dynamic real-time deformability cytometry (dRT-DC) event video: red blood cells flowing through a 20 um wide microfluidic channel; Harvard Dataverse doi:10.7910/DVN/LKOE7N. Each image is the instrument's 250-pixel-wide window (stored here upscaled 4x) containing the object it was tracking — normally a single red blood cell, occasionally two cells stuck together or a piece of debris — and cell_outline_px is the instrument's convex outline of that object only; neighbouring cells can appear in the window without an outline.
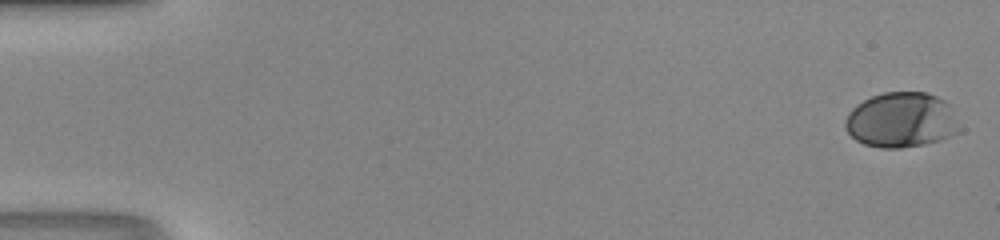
{"species": "human", "species_latin": "Homo sapiens", "temperature_condition": "room temperature", "stored_images_in_passage": 48, "camera_frame_rate_fps": 3000, "um_per_image_px": 0.085, "donor": {"sex": "male"}, "frame": {"image": 1, "passage_image": 1, "time_ms": 0.0, "image_size_px": [1000, 240], "cell_outline_px": [[960, 132], [952, 136], [940, 140], [924, 144], [900, 148], [880, 148], [864, 144], [856, 140], [848, 132], [844, 124], [844, 120], [848, 112], [856, 104], [872, 96], [884, 92], [924, 92], [936, 96], [944, 100], [948, 104]], "centroid_in_image_um": [76.57, 10.21], "position_along_channel_um": 8.4, "area_um2": 36.59}}
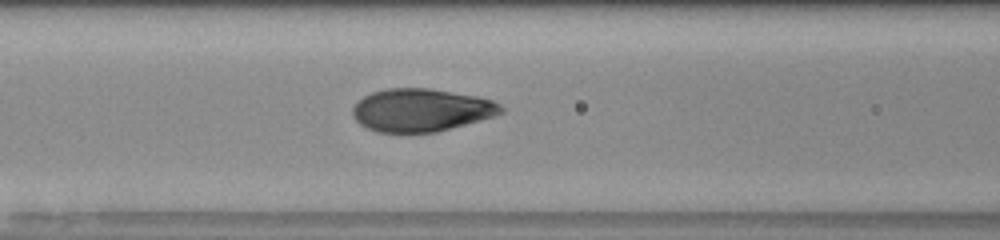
{"frame": {"image": 2, "passage_image": 21, "time_ms": 6.667, "image_size_px": [1000, 240], "cell_outline_px": [[504, 112], [496, 116], [436, 132], [376, 132], [360, 124], [352, 116], [352, 108], [364, 96], [372, 92], [384, 88], [428, 88], [476, 96], [492, 100], [500, 104], [504, 108]], "centroid_in_image_um": [35.81, 9.35], "position_along_channel_um": 130.8, "area_um2": 37.05}}
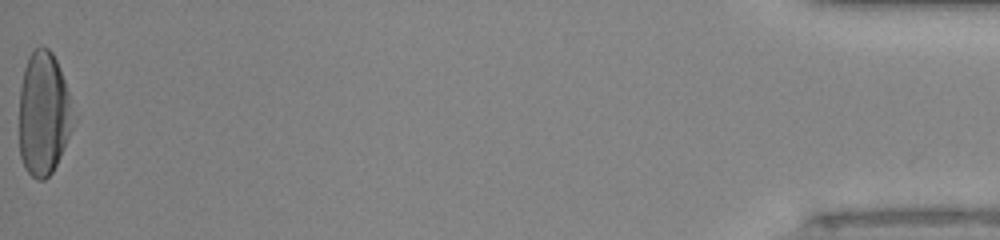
{"frame": {"image": 3, "passage_image": 48, "time_ms": 15.667, "image_size_px": [1000, 240], "cell_outline_px": [[80, 116], [52, 172], [44, 180], [36, 180], [24, 168], [20, 156], [20, 88], [24, 68], [28, 56], [32, 48], [48, 48], [52, 52], [56, 60]], "centroid_in_image_um": [3.77, 9.67], "position_along_channel_um": 431.4, "area_um2": 40.06}}